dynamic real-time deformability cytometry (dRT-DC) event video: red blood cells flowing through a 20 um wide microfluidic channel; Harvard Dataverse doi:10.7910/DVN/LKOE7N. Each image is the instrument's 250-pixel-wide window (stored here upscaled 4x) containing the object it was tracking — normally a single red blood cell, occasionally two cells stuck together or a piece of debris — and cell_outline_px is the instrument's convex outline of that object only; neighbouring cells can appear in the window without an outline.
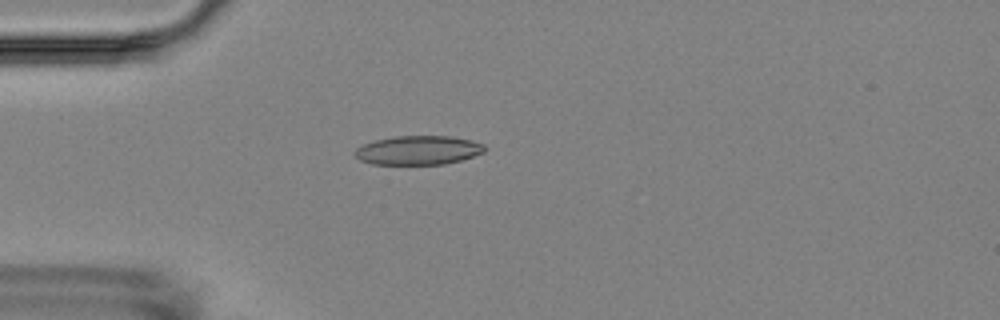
{"species": "Egyptian fruit bat (a non-hibernating species)", "species_latin": "Rousettus aegyptiacus", "temperature_condition": "room temperature", "stored_images_in_passage": 11, "camera_frame_rate_fps": 3000, "um_per_image_px": 0.085, "animal": {"sex": "female"}, "frame": {"image": 1, "passage_image": 5, "time_ms": 4.667, "image_size_px": [1000, 320], "cell_outline_px": [[488, 148], [484, 152], [460, 160], [444, 164], [372, 164], [360, 160], [352, 152], [356, 148], [364, 144], [376, 140], [396, 136], [448, 136], [472, 140], [484, 144]], "centroid_in_image_um": [35.56, 12.77], "position_along_channel_um": 49.4, "area_um2": 21.91}}
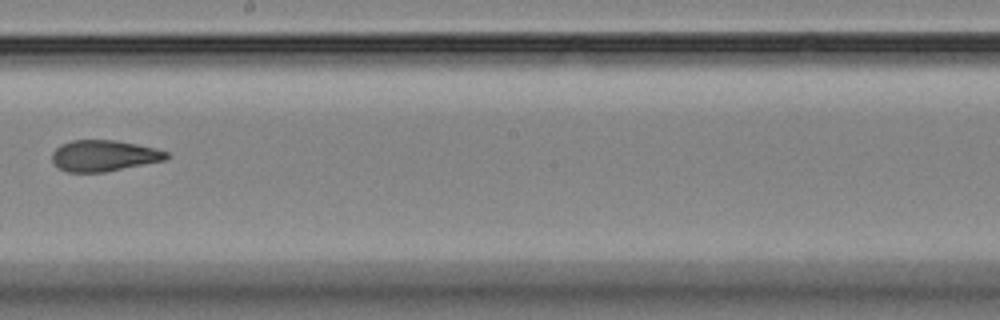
{"frame": {"image": 2, "passage_image": 10, "time_ms": 10.333, "image_size_px": [1000, 320], "cell_outline_px": [[172, 156], [168, 160], [104, 172], [68, 172], [60, 168], [52, 160], [52, 152], [60, 144], [72, 140], [116, 140], [156, 148], [168, 152]], "centroid_in_image_um": [8.89, 13.23], "position_along_channel_um": 239.3, "area_um2": 20.92}}
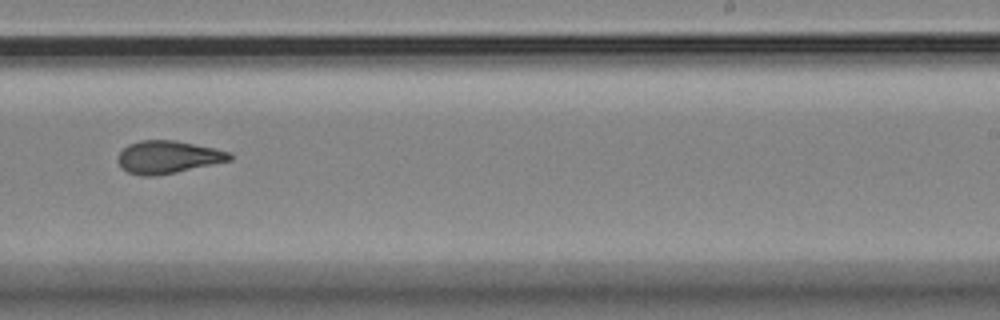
{"frame": {"image": 3, "passage_image": 11, "time_ms": 11.333, "image_size_px": [1000, 320], "cell_outline_px": [[232, 160], [176, 172], [156, 176], [140, 176], [128, 172], [120, 168], [116, 160], [120, 152], [128, 144], [140, 140], [176, 140], [232, 152]], "centroid_in_image_um": [14.25, 13.35], "position_along_channel_um": 274.8, "area_um2": 21.44}}